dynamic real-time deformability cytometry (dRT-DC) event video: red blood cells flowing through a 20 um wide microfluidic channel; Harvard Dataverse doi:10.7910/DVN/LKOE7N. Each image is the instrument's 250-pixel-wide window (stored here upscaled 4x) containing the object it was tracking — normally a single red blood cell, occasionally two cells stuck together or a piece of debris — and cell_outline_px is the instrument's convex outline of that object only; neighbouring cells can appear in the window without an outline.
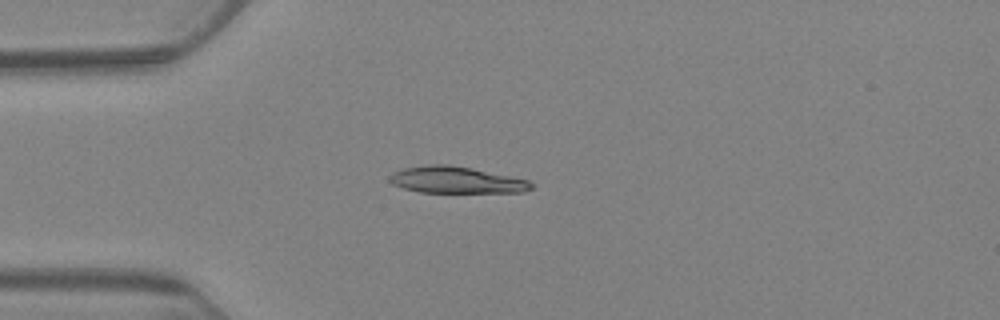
{"species": "Egyptian fruit bat (a non-hibernating species)", "species_latin": "Rousettus aegyptiacus", "temperature_condition": "warm", "stored_images_in_passage": 6, "camera_frame_rate_fps": 3000, "um_per_image_px": 0.085, "animal": {"sex": "female"}, "frame": {"image": 1, "passage_image": 2, "time_ms": 1.0, "image_size_px": [1000, 320], "cell_outline_px": [[536, 184], [532, 188], [524, 192], [420, 192], [404, 188], [392, 184], [388, 180], [388, 176], [392, 172], [404, 168], [428, 164], [448, 164], [472, 168], [528, 180]], "centroid_in_image_um": [38.76, 15.29], "position_along_channel_um": 46.2, "area_um2": 22.02}}
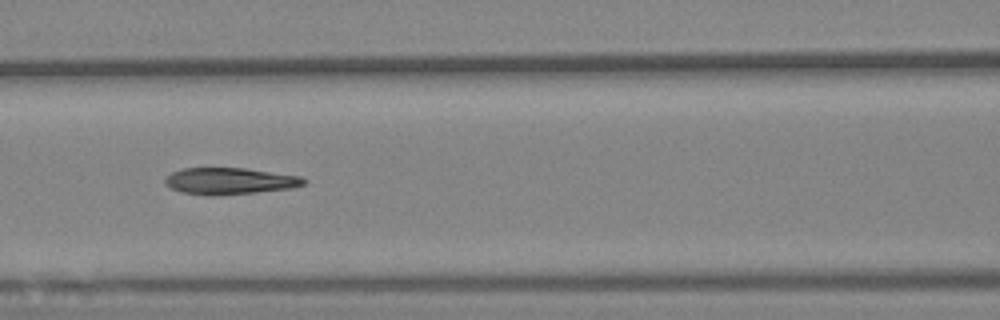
{"frame": {"image": 2, "passage_image": 5, "time_ms": 4.667, "image_size_px": [1000, 320], "cell_outline_px": [[308, 180], [304, 184], [292, 188], [256, 192], [212, 196], [204, 196], [180, 192], [164, 184], [164, 180], [172, 172], [184, 168], [244, 168], [300, 176]], "centroid_in_image_um": [19.5, 15.4], "position_along_channel_um": 147.1, "area_um2": 21.56}}
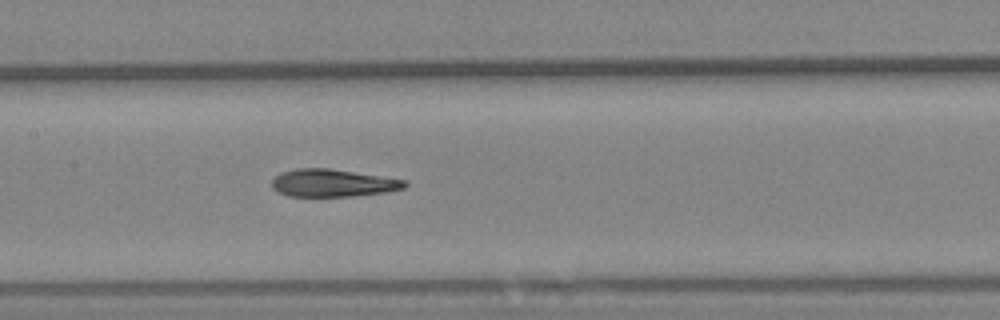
{"frame": {"image": 3, "passage_image": 6, "time_ms": 5.667, "image_size_px": [1000, 320], "cell_outline_px": [[408, 184], [404, 188], [388, 192], [352, 196], [288, 196], [272, 188], [272, 180], [280, 172], [296, 168], [328, 168], [404, 180]], "centroid_in_image_um": [28.26, 15.56], "position_along_channel_um": 179.1, "area_um2": 21.15}}